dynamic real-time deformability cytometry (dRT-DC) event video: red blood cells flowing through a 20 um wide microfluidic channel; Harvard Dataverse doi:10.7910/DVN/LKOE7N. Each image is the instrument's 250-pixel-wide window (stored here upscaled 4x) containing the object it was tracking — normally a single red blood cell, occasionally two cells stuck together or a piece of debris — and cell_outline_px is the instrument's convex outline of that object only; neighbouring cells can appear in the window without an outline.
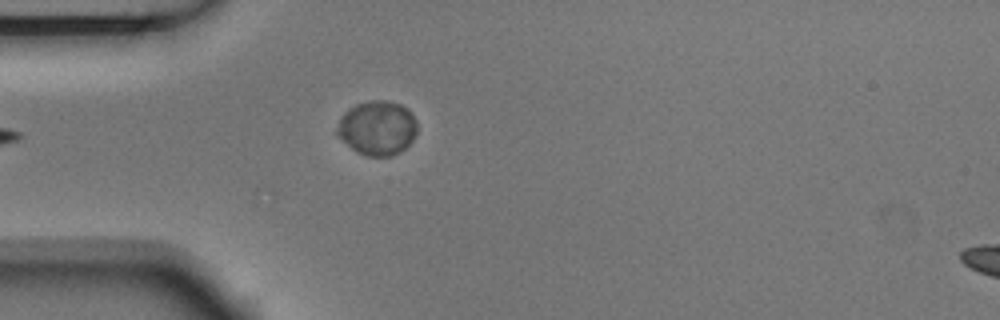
{"species": "Egyptian fruit bat (a non-hibernating species)", "species_latin": "Rousettus aegyptiacus", "temperature_condition": "room temperature", "stored_images_in_passage": 5, "camera_frame_rate_fps": 3000, "um_per_image_px": 0.085, "animal": {"sex": "male"}, "frame": {"image": 1, "passage_image": 5, "time_ms": 1.333, "image_size_px": [1000, 320], "cell_outline_px": [[416, 136], [400, 152], [392, 156], [368, 156], [352, 148], [336, 136], [336, 132], [340, 120], [344, 112], [356, 104], [368, 100], [384, 100], [400, 104], [408, 108], [416, 120]], "centroid_in_image_um": [32.08, 10.86], "position_along_channel_um": 52.9, "area_um2": 25.32}}